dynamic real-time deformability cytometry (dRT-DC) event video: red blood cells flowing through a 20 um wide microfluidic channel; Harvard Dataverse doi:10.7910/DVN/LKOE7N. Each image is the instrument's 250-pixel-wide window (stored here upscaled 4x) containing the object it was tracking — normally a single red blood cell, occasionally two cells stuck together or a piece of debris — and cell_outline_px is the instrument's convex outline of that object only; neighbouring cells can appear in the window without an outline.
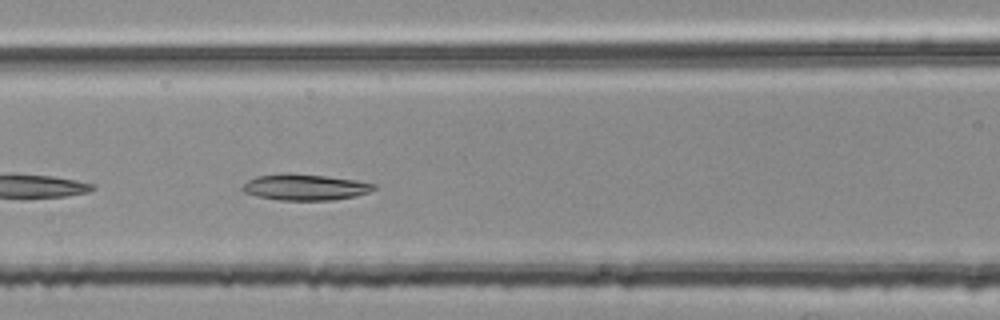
{"species": "common noctule bat (a hibernating species)", "species_latin": "Nyctalus noctula", "temperature_condition": "room temperature", "stored_images_in_passage": 34, "camera_frame_rate_fps": 3000, "um_per_image_px": 0.085, "animal": {"sex": "female", "body_mass_g": 25.1}, "frame": {"image": 1, "passage_image": 10, "time_ms": 3.0, "image_size_px": [1000, 320], "cell_outline_px": [[376, 188], [368, 192], [356, 196], [332, 200], [280, 200], [256, 196], [244, 192], [240, 188], [248, 180], [256, 176], [324, 176], [356, 180], [376, 184]], "centroid_in_image_um": [25.97, 15.96], "position_along_channel_um": 140.6, "area_um2": 19.07}}
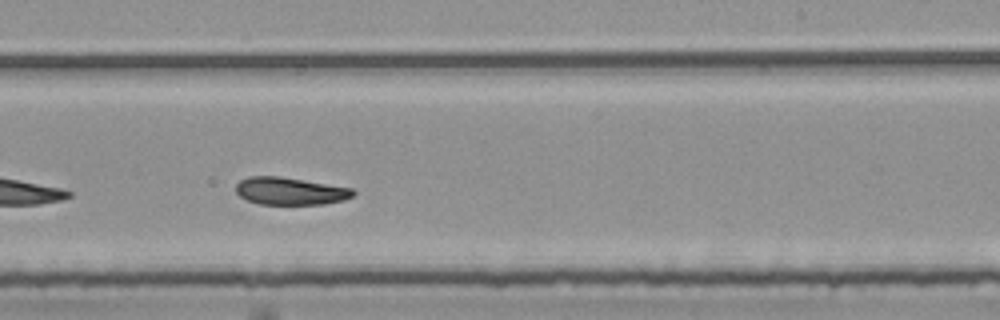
{"frame": {"image": 2, "passage_image": 20, "time_ms": 6.333, "image_size_px": [1000, 320], "cell_outline_px": [[356, 192], [352, 196], [344, 200], [324, 204], [260, 204], [248, 200], [240, 196], [236, 192], [236, 184], [240, 180], [248, 176], [280, 176], [352, 188]], "centroid_in_image_um": [24.65, 16.24], "position_along_channel_um": 264.3, "area_um2": 18.73}, "authors_computed_cell_mechanics": {"area_um2": 19.3919, "velocity_mm_per_s": 3.7193, "shape_relaxation_time_tau1_ms": 9.0073, "shape_relaxation_time_tau2_ms": null, "deformation_change_tau1": 0.2142, "deformation_change_tau2": null}}